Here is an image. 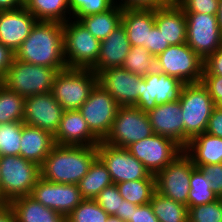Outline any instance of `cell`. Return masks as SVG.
I'll list each match as a JSON object with an SVG mask.
<instances>
[{
	"mask_svg": "<svg viewBox=\"0 0 222 222\" xmlns=\"http://www.w3.org/2000/svg\"><path fill=\"white\" fill-rule=\"evenodd\" d=\"M155 25L170 45L186 43V16L176 3L155 9Z\"/></svg>",
	"mask_w": 222,
	"mask_h": 222,
	"instance_id": "cell-24",
	"label": "cell"
},
{
	"mask_svg": "<svg viewBox=\"0 0 222 222\" xmlns=\"http://www.w3.org/2000/svg\"><path fill=\"white\" fill-rule=\"evenodd\" d=\"M15 57V53L0 43V79H2Z\"/></svg>",
	"mask_w": 222,
	"mask_h": 222,
	"instance_id": "cell-49",
	"label": "cell"
},
{
	"mask_svg": "<svg viewBox=\"0 0 222 222\" xmlns=\"http://www.w3.org/2000/svg\"><path fill=\"white\" fill-rule=\"evenodd\" d=\"M154 134L172 139L184 149V124L180 101L157 105L147 112Z\"/></svg>",
	"mask_w": 222,
	"mask_h": 222,
	"instance_id": "cell-20",
	"label": "cell"
},
{
	"mask_svg": "<svg viewBox=\"0 0 222 222\" xmlns=\"http://www.w3.org/2000/svg\"><path fill=\"white\" fill-rule=\"evenodd\" d=\"M63 45L67 68L92 69L96 65L101 41L78 20L63 23Z\"/></svg>",
	"mask_w": 222,
	"mask_h": 222,
	"instance_id": "cell-6",
	"label": "cell"
},
{
	"mask_svg": "<svg viewBox=\"0 0 222 222\" xmlns=\"http://www.w3.org/2000/svg\"><path fill=\"white\" fill-rule=\"evenodd\" d=\"M220 0H175L184 13L217 15Z\"/></svg>",
	"mask_w": 222,
	"mask_h": 222,
	"instance_id": "cell-41",
	"label": "cell"
},
{
	"mask_svg": "<svg viewBox=\"0 0 222 222\" xmlns=\"http://www.w3.org/2000/svg\"><path fill=\"white\" fill-rule=\"evenodd\" d=\"M122 67L144 77L156 70V56H153L145 47L131 46Z\"/></svg>",
	"mask_w": 222,
	"mask_h": 222,
	"instance_id": "cell-35",
	"label": "cell"
},
{
	"mask_svg": "<svg viewBox=\"0 0 222 222\" xmlns=\"http://www.w3.org/2000/svg\"><path fill=\"white\" fill-rule=\"evenodd\" d=\"M169 46H170L169 42H165V38L162 34V31H160L158 27L155 25L151 29V31H149L148 45L146 49L153 56H158Z\"/></svg>",
	"mask_w": 222,
	"mask_h": 222,
	"instance_id": "cell-44",
	"label": "cell"
},
{
	"mask_svg": "<svg viewBox=\"0 0 222 222\" xmlns=\"http://www.w3.org/2000/svg\"><path fill=\"white\" fill-rule=\"evenodd\" d=\"M97 83L92 69L66 68L55 75L51 93L64 110H79Z\"/></svg>",
	"mask_w": 222,
	"mask_h": 222,
	"instance_id": "cell-5",
	"label": "cell"
},
{
	"mask_svg": "<svg viewBox=\"0 0 222 222\" xmlns=\"http://www.w3.org/2000/svg\"><path fill=\"white\" fill-rule=\"evenodd\" d=\"M121 24L131 46L146 48L149 31L155 26V9H123Z\"/></svg>",
	"mask_w": 222,
	"mask_h": 222,
	"instance_id": "cell-25",
	"label": "cell"
},
{
	"mask_svg": "<svg viewBox=\"0 0 222 222\" xmlns=\"http://www.w3.org/2000/svg\"><path fill=\"white\" fill-rule=\"evenodd\" d=\"M119 107L114 98L97 83L79 111L89 129L103 141L111 130Z\"/></svg>",
	"mask_w": 222,
	"mask_h": 222,
	"instance_id": "cell-12",
	"label": "cell"
},
{
	"mask_svg": "<svg viewBox=\"0 0 222 222\" xmlns=\"http://www.w3.org/2000/svg\"><path fill=\"white\" fill-rule=\"evenodd\" d=\"M194 164L183 151L156 175V191L188 207L190 179Z\"/></svg>",
	"mask_w": 222,
	"mask_h": 222,
	"instance_id": "cell-11",
	"label": "cell"
},
{
	"mask_svg": "<svg viewBox=\"0 0 222 222\" xmlns=\"http://www.w3.org/2000/svg\"><path fill=\"white\" fill-rule=\"evenodd\" d=\"M184 85L176 77L158 70L152 71L142 77L141 96L134 107L147 113L157 105L178 101Z\"/></svg>",
	"mask_w": 222,
	"mask_h": 222,
	"instance_id": "cell-15",
	"label": "cell"
},
{
	"mask_svg": "<svg viewBox=\"0 0 222 222\" xmlns=\"http://www.w3.org/2000/svg\"><path fill=\"white\" fill-rule=\"evenodd\" d=\"M36 22V18L24 6L0 11V43L15 53Z\"/></svg>",
	"mask_w": 222,
	"mask_h": 222,
	"instance_id": "cell-19",
	"label": "cell"
},
{
	"mask_svg": "<svg viewBox=\"0 0 222 222\" xmlns=\"http://www.w3.org/2000/svg\"><path fill=\"white\" fill-rule=\"evenodd\" d=\"M111 184L113 181L106 165L97 157L87 174L78 183V187L83 199H95L105 187Z\"/></svg>",
	"mask_w": 222,
	"mask_h": 222,
	"instance_id": "cell-30",
	"label": "cell"
},
{
	"mask_svg": "<svg viewBox=\"0 0 222 222\" xmlns=\"http://www.w3.org/2000/svg\"><path fill=\"white\" fill-rule=\"evenodd\" d=\"M30 196L65 217L83 200L78 185L54 183L42 177L38 179Z\"/></svg>",
	"mask_w": 222,
	"mask_h": 222,
	"instance_id": "cell-16",
	"label": "cell"
},
{
	"mask_svg": "<svg viewBox=\"0 0 222 222\" xmlns=\"http://www.w3.org/2000/svg\"><path fill=\"white\" fill-rule=\"evenodd\" d=\"M123 9L115 4L105 12L80 17L78 21L99 41L121 24Z\"/></svg>",
	"mask_w": 222,
	"mask_h": 222,
	"instance_id": "cell-29",
	"label": "cell"
},
{
	"mask_svg": "<svg viewBox=\"0 0 222 222\" xmlns=\"http://www.w3.org/2000/svg\"><path fill=\"white\" fill-rule=\"evenodd\" d=\"M206 133L222 138V110L215 107L209 118Z\"/></svg>",
	"mask_w": 222,
	"mask_h": 222,
	"instance_id": "cell-48",
	"label": "cell"
},
{
	"mask_svg": "<svg viewBox=\"0 0 222 222\" xmlns=\"http://www.w3.org/2000/svg\"><path fill=\"white\" fill-rule=\"evenodd\" d=\"M95 200L109 216L116 217L120 213L123 197L120 195L116 184L113 183L105 187Z\"/></svg>",
	"mask_w": 222,
	"mask_h": 222,
	"instance_id": "cell-40",
	"label": "cell"
},
{
	"mask_svg": "<svg viewBox=\"0 0 222 222\" xmlns=\"http://www.w3.org/2000/svg\"><path fill=\"white\" fill-rule=\"evenodd\" d=\"M20 144V156L41 166L56 143L48 131L24 123Z\"/></svg>",
	"mask_w": 222,
	"mask_h": 222,
	"instance_id": "cell-23",
	"label": "cell"
},
{
	"mask_svg": "<svg viewBox=\"0 0 222 222\" xmlns=\"http://www.w3.org/2000/svg\"><path fill=\"white\" fill-rule=\"evenodd\" d=\"M24 6L22 0H0V11L14 10Z\"/></svg>",
	"mask_w": 222,
	"mask_h": 222,
	"instance_id": "cell-52",
	"label": "cell"
},
{
	"mask_svg": "<svg viewBox=\"0 0 222 222\" xmlns=\"http://www.w3.org/2000/svg\"><path fill=\"white\" fill-rule=\"evenodd\" d=\"M115 5L114 0H69V8L72 18L102 13Z\"/></svg>",
	"mask_w": 222,
	"mask_h": 222,
	"instance_id": "cell-38",
	"label": "cell"
},
{
	"mask_svg": "<svg viewBox=\"0 0 222 222\" xmlns=\"http://www.w3.org/2000/svg\"><path fill=\"white\" fill-rule=\"evenodd\" d=\"M98 157L97 146L55 144L40 166L44 180L78 185Z\"/></svg>",
	"mask_w": 222,
	"mask_h": 222,
	"instance_id": "cell-2",
	"label": "cell"
},
{
	"mask_svg": "<svg viewBox=\"0 0 222 222\" xmlns=\"http://www.w3.org/2000/svg\"><path fill=\"white\" fill-rule=\"evenodd\" d=\"M179 101L183 114L185 148L193 137L206 131L216 106L202 82L185 84Z\"/></svg>",
	"mask_w": 222,
	"mask_h": 222,
	"instance_id": "cell-4",
	"label": "cell"
},
{
	"mask_svg": "<svg viewBox=\"0 0 222 222\" xmlns=\"http://www.w3.org/2000/svg\"><path fill=\"white\" fill-rule=\"evenodd\" d=\"M0 222H16V217L9 204L0 203Z\"/></svg>",
	"mask_w": 222,
	"mask_h": 222,
	"instance_id": "cell-51",
	"label": "cell"
},
{
	"mask_svg": "<svg viewBox=\"0 0 222 222\" xmlns=\"http://www.w3.org/2000/svg\"><path fill=\"white\" fill-rule=\"evenodd\" d=\"M108 218L95 199H83L66 217V222H107Z\"/></svg>",
	"mask_w": 222,
	"mask_h": 222,
	"instance_id": "cell-37",
	"label": "cell"
},
{
	"mask_svg": "<svg viewBox=\"0 0 222 222\" xmlns=\"http://www.w3.org/2000/svg\"><path fill=\"white\" fill-rule=\"evenodd\" d=\"M54 141L60 145L97 146L101 140L89 129L79 110H64Z\"/></svg>",
	"mask_w": 222,
	"mask_h": 222,
	"instance_id": "cell-21",
	"label": "cell"
},
{
	"mask_svg": "<svg viewBox=\"0 0 222 222\" xmlns=\"http://www.w3.org/2000/svg\"><path fill=\"white\" fill-rule=\"evenodd\" d=\"M197 168L211 181L212 190L222 198V163L200 165Z\"/></svg>",
	"mask_w": 222,
	"mask_h": 222,
	"instance_id": "cell-42",
	"label": "cell"
},
{
	"mask_svg": "<svg viewBox=\"0 0 222 222\" xmlns=\"http://www.w3.org/2000/svg\"><path fill=\"white\" fill-rule=\"evenodd\" d=\"M217 20L220 28V32L222 34V0L219 1V7L217 12Z\"/></svg>",
	"mask_w": 222,
	"mask_h": 222,
	"instance_id": "cell-53",
	"label": "cell"
},
{
	"mask_svg": "<svg viewBox=\"0 0 222 222\" xmlns=\"http://www.w3.org/2000/svg\"><path fill=\"white\" fill-rule=\"evenodd\" d=\"M159 222H189L188 207L155 191L149 202Z\"/></svg>",
	"mask_w": 222,
	"mask_h": 222,
	"instance_id": "cell-31",
	"label": "cell"
},
{
	"mask_svg": "<svg viewBox=\"0 0 222 222\" xmlns=\"http://www.w3.org/2000/svg\"><path fill=\"white\" fill-rule=\"evenodd\" d=\"M203 75L222 76V47L204 60Z\"/></svg>",
	"mask_w": 222,
	"mask_h": 222,
	"instance_id": "cell-46",
	"label": "cell"
},
{
	"mask_svg": "<svg viewBox=\"0 0 222 222\" xmlns=\"http://www.w3.org/2000/svg\"><path fill=\"white\" fill-rule=\"evenodd\" d=\"M24 7L37 21L65 23L72 18L69 0H26Z\"/></svg>",
	"mask_w": 222,
	"mask_h": 222,
	"instance_id": "cell-28",
	"label": "cell"
},
{
	"mask_svg": "<svg viewBox=\"0 0 222 222\" xmlns=\"http://www.w3.org/2000/svg\"><path fill=\"white\" fill-rule=\"evenodd\" d=\"M57 72L54 68L33 65L14 57L1 80L4 87L26 98L51 92Z\"/></svg>",
	"mask_w": 222,
	"mask_h": 222,
	"instance_id": "cell-7",
	"label": "cell"
},
{
	"mask_svg": "<svg viewBox=\"0 0 222 222\" xmlns=\"http://www.w3.org/2000/svg\"><path fill=\"white\" fill-rule=\"evenodd\" d=\"M98 83L119 106H134L141 96L142 77L122 66L112 67L97 74Z\"/></svg>",
	"mask_w": 222,
	"mask_h": 222,
	"instance_id": "cell-17",
	"label": "cell"
},
{
	"mask_svg": "<svg viewBox=\"0 0 222 222\" xmlns=\"http://www.w3.org/2000/svg\"><path fill=\"white\" fill-rule=\"evenodd\" d=\"M107 222H124V221L120 220L118 217L109 216Z\"/></svg>",
	"mask_w": 222,
	"mask_h": 222,
	"instance_id": "cell-54",
	"label": "cell"
},
{
	"mask_svg": "<svg viewBox=\"0 0 222 222\" xmlns=\"http://www.w3.org/2000/svg\"><path fill=\"white\" fill-rule=\"evenodd\" d=\"M23 124L24 122L0 124V156L20 155Z\"/></svg>",
	"mask_w": 222,
	"mask_h": 222,
	"instance_id": "cell-36",
	"label": "cell"
},
{
	"mask_svg": "<svg viewBox=\"0 0 222 222\" xmlns=\"http://www.w3.org/2000/svg\"><path fill=\"white\" fill-rule=\"evenodd\" d=\"M116 186L124 200L134 205H144L151 201L156 191V179L130 180Z\"/></svg>",
	"mask_w": 222,
	"mask_h": 222,
	"instance_id": "cell-32",
	"label": "cell"
},
{
	"mask_svg": "<svg viewBox=\"0 0 222 222\" xmlns=\"http://www.w3.org/2000/svg\"><path fill=\"white\" fill-rule=\"evenodd\" d=\"M130 50L126 29L120 24L101 41L99 57L92 70L98 74L112 67H121Z\"/></svg>",
	"mask_w": 222,
	"mask_h": 222,
	"instance_id": "cell-22",
	"label": "cell"
},
{
	"mask_svg": "<svg viewBox=\"0 0 222 222\" xmlns=\"http://www.w3.org/2000/svg\"><path fill=\"white\" fill-rule=\"evenodd\" d=\"M122 9H157L175 3V0H114Z\"/></svg>",
	"mask_w": 222,
	"mask_h": 222,
	"instance_id": "cell-43",
	"label": "cell"
},
{
	"mask_svg": "<svg viewBox=\"0 0 222 222\" xmlns=\"http://www.w3.org/2000/svg\"><path fill=\"white\" fill-rule=\"evenodd\" d=\"M16 222H66V217L47 208L30 195L19 197L9 203Z\"/></svg>",
	"mask_w": 222,
	"mask_h": 222,
	"instance_id": "cell-27",
	"label": "cell"
},
{
	"mask_svg": "<svg viewBox=\"0 0 222 222\" xmlns=\"http://www.w3.org/2000/svg\"><path fill=\"white\" fill-rule=\"evenodd\" d=\"M0 203H1V185H0Z\"/></svg>",
	"mask_w": 222,
	"mask_h": 222,
	"instance_id": "cell-56",
	"label": "cell"
},
{
	"mask_svg": "<svg viewBox=\"0 0 222 222\" xmlns=\"http://www.w3.org/2000/svg\"><path fill=\"white\" fill-rule=\"evenodd\" d=\"M25 97L0 86V124L23 122Z\"/></svg>",
	"mask_w": 222,
	"mask_h": 222,
	"instance_id": "cell-33",
	"label": "cell"
},
{
	"mask_svg": "<svg viewBox=\"0 0 222 222\" xmlns=\"http://www.w3.org/2000/svg\"><path fill=\"white\" fill-rule=\"evenodd\" d=\"M24 108L25 124L55 135L64 109L51 92L26 97Z\"/></svg>",
	"mask_w": 222,
	"mask_h": 222,
	"instance_id": "cell-18",
	"label": "cell"
},
{
	"mask_svg": "<svg viewBox=\"0 0 222 222\" xmlns=\"http://www.w3.org/2000/svg\"><path fill=\"white\" fill-rule=\"evenodd\" d=\"M219 199L211 188V181L206 179L203 173L197 168H192L190 179V190L188 194V208L208 204Z\"/></svg>",
	"mask_w": 222,
	"mask_h": 222,
	"instance_id": "cell-34",
	"label": "cell"
},
{
	"mask_svg": "<svg viewBox=\"0 0 222 222\" xmlns=\"http://www.w3.org/2000/svg\"><path fill=\"white\" fill-rule=\"evenodd\" d=\"M41 177L40 166L18 156H0L1 203L30 195Z\"/></svg>",
	"mask_w": 222,
	"mask_h": 222,
	"instance_id": "cell-3",
	"label": "cell"
},
{
	"mask_svg": "<svg viewBox=\"0 0 222 222\" xmlns=\"http://www.w3.org/2000/svg\"><path fill=\"white\" fill-rule=\"evenodd\" d=\"M186 43L203 60L222 47L217 15L185 13Z\"/></svg>",
	"mask_w": 222,
	"mask_h": 222,
	"instance_id": "cell-10",
	"label": "cell"
},
{
	"mask_svg": "<svg viewBox=\"0 0 222 222\" xmlns=\"http://www.w3.org/2000/svg\"><path fill=\"white\" fill-rule=\"evenodd\" d=\"M137 206L138 205H134L123 199L120 207V213L116 217L124 222H129L133 213V209H136Z\"/></svg>",
	"mask_w": 222,
	"mask_h": 222,
	"instance_id": "cell-50",
	"label": "cell"
},
{
	"mask_svg": "<svg viewBox=\"0 0 222 222\" xmlns=\"http://www.w3.org/2000/svg\"><path fill=\"white\" fill-rule=\"evenodd\" d=\"M195 167L222 163V138L206 132L193 137L184 148Z\"/></svg>",
	"mask_w": 222,
	"mask_h": 222,
	"instance_id": "cell-26",
	"label": "cell"
},
{
	"mask_svg": "<svg viewBox=\"0 0 222 222\" xmlns=\"http://www.w3.org/2000/svg\"><path fill=\"white\" fill-rule=\"evenodd\" d=\"M204 60L187 43L170 45L156 56V70L178 78L185 84L202 80Z\"/></svg>",
	"mask_w": 222,
	"mask_h": 222,
	"instance_id": "cell-8",
	"label": "cell"
},
{
	"mask_svg": "<svg viewBox=\"0 0 222 222\" xmlns=\"http://www.w3.org/2000/svg\"><path fill=\"white\" fill-rule=\"evenodd\" d=\"M98 157L106 165L114 184L139 179H156L155 175L138 161L126 148H119L100 141Z\"/></svg>",
	"mask_w": 222,
	"mask_h": 222,
	"instance_id": "cell-14",
	"label": "cell"
},
{
	"mask_svg": "<svg viewBox=\"0 0 222 222\" xmlns=\"http://www.w3.org/2000/svg\"><path fill=\"white\" fill-rule=\"evenodd\" d=\"M153 134L146 112L134 106H120L111 130L103 142L111 146L127 148L130 144Z\"/></svg>",
	"mask_w": 222,
	"mask_h": 222,
	"instance_id": "cell-9",
	"label": "cell"
},
{
	"mask_svg": "<svg viewBox=\"0 0 222 222\" xmlns=\"http://www.w3.org/2000/svg\"><path fill=\"white\" fill-rule=\"evenodd\" d=\"M15 58L33 65L54 68L57 71L66 69L63 23L37 21L29 36L15 52Z\"/></svg>",
	"mask_w": 222,
	"mask_h": 222,
	"instance_id": "cell-1",
	"label": "cell"
},
{
	"mask_svg": "<svg viewBox=\"0 0 222 222\" xmlns=\"http://www.w3.org/2000/svg\"><path fill=\"white\" fill-rule=\"evenodd\" d=\"M219 110H222V99L215 105Z\"/></svg>",
	"mask_w": 222,
	"mask_h": 222,
	"instance_id": "cell-55",
	"label": "cell"
},
{
	"mask_svg": "<svg viewBox=\"0 0 222 222\" xmlns=\"http://www.w3.org/2000/svg\"><path fill=\"white\" fill-rule=\"evenodd\" d=\"M202 84L208 89L215 105L222 99V76L202 75Z\"/></svg>",
	"mask_w": 222,
	"mask_h": 222,
	"instance_id": "cell-45",
	"label": "cell"
},
{
	"mask_svg": "<svg viewBox=\"0 0 222 222\" xmlns=\"http://www.w3.org/2000/svg\"><path fill=\"white\" fill-rule=\"evenodd\" d=\"M129 222H159L157 217L152 211L150 203L144 205H138L136 209H133L131 219Z\"/></svg>",
	"mask_w": 222,
	"mask_h": 222,
	"instance_id": "cell-47",
	"label": "cell"
},
{
	"mask_svg": "<svg viewBox=\"0 0 222 222\" xmlns=\"http://www.w3.org/2000/svg\"><path fill=\"white\" fill-rule=\"evenodd\" d=\"M189 222H222V198L188 208Z\"/></svg>",
	"mask_w": 222,
	"mask_h": 222,
	"instance_id": "cell-39",
	"label": "cell"
},
{
	"mask_svg": "<svg viewBox=\"0 0 222 222\" xmlns=\"http://www.w3.org/2000/svg\"><path fill=\"white\" fill-rule=\"evenodd\" d=\"M151 174L156 175L184 149L170 138L153 134L126 148Z\"/></svg>",
	"mask_w": 222,
	"mask_h": 222,
	"instance_id": "cell-13",
	"label": "cell"
}]
</instances>
